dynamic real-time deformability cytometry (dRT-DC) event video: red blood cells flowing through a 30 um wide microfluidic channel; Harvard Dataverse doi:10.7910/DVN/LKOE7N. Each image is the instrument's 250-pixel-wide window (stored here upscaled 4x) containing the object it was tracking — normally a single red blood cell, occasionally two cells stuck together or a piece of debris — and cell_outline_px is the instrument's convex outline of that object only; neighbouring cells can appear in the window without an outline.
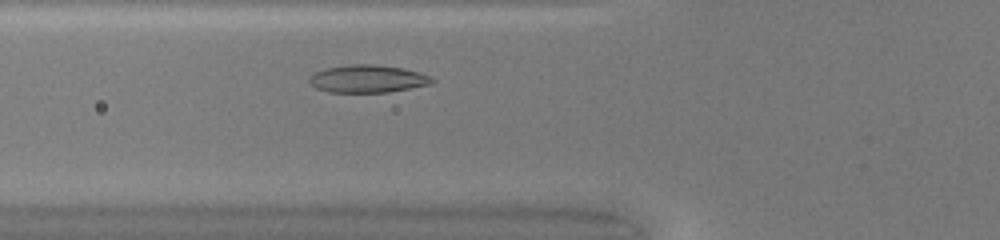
{"species": "common noctule bat (a hibernating species)", "species_latin": "Nyctalus noctula", "temperature_condition": "warm", "stored_images_in_passage": 29, "camera_frame_rate_fps": 3000, "um_per_image_px": 0.085, "animal": {"sex": "female", "body_mass_g": 20.0, "forearm_length_mm": 54.0}, "frame": {"image": 1, "passage_image": 6, "time_ms": 1.667, "image_size_px": [1000, 240], "cell_outline_px": [[436, 80], [432, 84], [388, 92], [328, 92], [316, 88], [308, 80], [316, 72], [324, 68], [348, 64], [372, 64], [400, 68], [420, 72], [432, 76]], "centroid_in_image_um": [31.28, 6.69], "position_along_channel_um": 94.5, "area_um2": 19.77}}
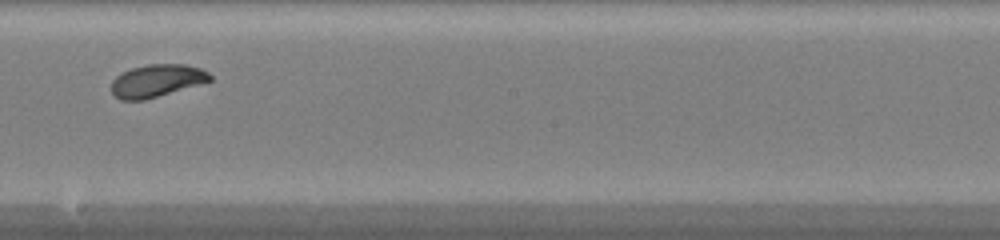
{"frame": {"image": 2, "passage_image": 16, "time_ms": 5.0, "image_size_px": [1000, 240], "cell_outline_px": [[212, 80], [144, 100], [120, 100], [112, 92], [112, 80], [116, 76], [132, 68], [148, 64], [184, 64], [200, 68], [208, 72], [212, 76]], "centroid_in_image_um": [13.32, 6.85], "position_along_channel_um": 234.9, "area_um2": 18.44}}
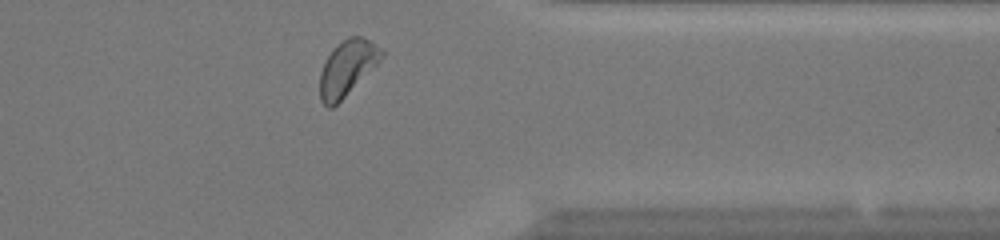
{"frame": {"image": 3, "passage_image": 27, "time_ms": 8.667, "image_size_px": [1000, 240], "cell_outline_px": [[384, 56], [332, 108], [328, 108], [320, 100], [320, 72], [332, 48], [348, 36], [364, 36], [384, 52]], "centroid_in_image_um": [29.48, 5.75], "position_along_channel_um": 381.9, "area_um2": 19.36}, "authors_computed_cell_mechanics": {"area_um2": 19.0162, "velocity_mm_per_s": 4.2145, "shape_relaxation_time_tau1_ms": 2.35, "shape_relaxation_time_tau2_ms": null, "deformation_change_tau1": 0.1181, "deformation_change_tau2": null}}